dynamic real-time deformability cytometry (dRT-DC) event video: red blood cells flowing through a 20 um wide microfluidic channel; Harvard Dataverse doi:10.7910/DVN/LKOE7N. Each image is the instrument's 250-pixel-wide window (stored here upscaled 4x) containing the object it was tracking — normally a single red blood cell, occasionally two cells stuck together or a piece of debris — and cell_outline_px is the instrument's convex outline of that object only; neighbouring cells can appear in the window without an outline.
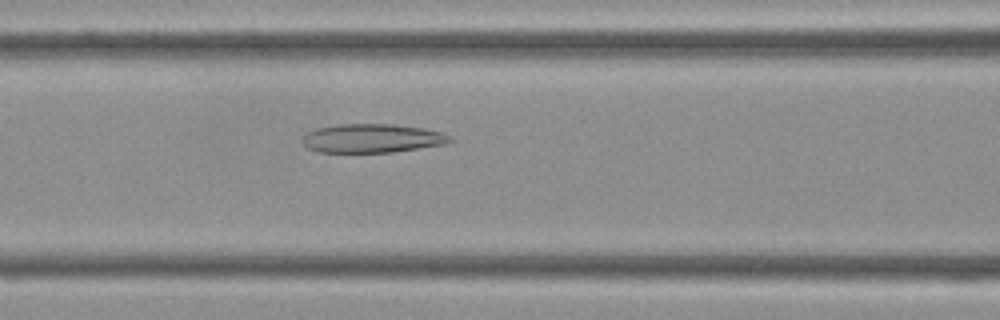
{"species": "Egyptian fruit bat (a non-hibernating species)", "species_latin": "Rousettus aegyptiacus", "temperature_condition": "cold", "stored_images_in_passage": 35, "camera_frame_rate_fps": 3000, "um_per_image_px": 0.085, "frame": {"image": 1, "passage_image": 9, "time_ms": 2.667, "image_size_px": [1000, 320], "cell_outline_px": [[456, 140], [444, 144], [392, 152], [320, 152], [308, 148], [300, 140], [308, 132], [316, 128], [340, 124], [392, 124], [424, 128], [440, 132], [452, 136]], "centroid_in_image_um": [31.65, 11.75], "position_along_channel_um": 135.0, "area_um2": 24.74}}
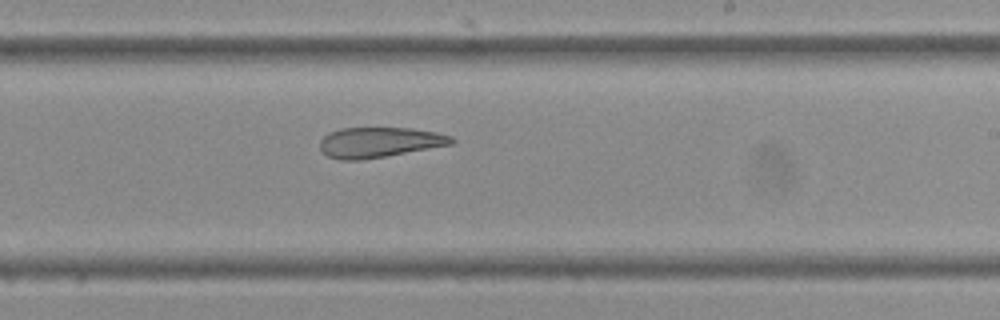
{"frame": {"image": 2, "passage_image": 17, "time_ms": 5.333, "image_size_px": [1000, 320], "cell_outline_px": [[456, 144], [360, 160], [340, 160], [328, 156], [320, 148], [320, 140], [328, 132], [340, 128], [412, 128], [436, 132], [452, 136], [456, 140]], "centroid_in_image_um": [32.28, 12.09], "position_along_channel_um": 256.7, "area_um2": 23.29}}
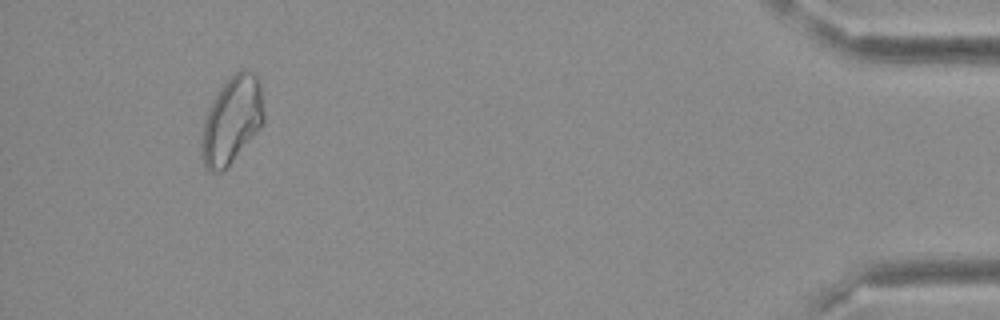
{"frame": {"image": 3, "passage_image": 32, "time_ms": 10.333, "image_size_px": [1000, 320], "cell_outline_px": [[264, 120], [232, 160], [220, 172], [208, 172], [204, 168], [200, 156], [200, 140], [204, 120], [208, 108], [224, 80], [228, 76], [240, 68], [244, 68], [252, 72], [256, 76], [260, 84], [264, 112]], "centroid_in_image_um": [19.64, 10.17], "position_along_channel_um": 415.6, "area_um2": 31.56}}